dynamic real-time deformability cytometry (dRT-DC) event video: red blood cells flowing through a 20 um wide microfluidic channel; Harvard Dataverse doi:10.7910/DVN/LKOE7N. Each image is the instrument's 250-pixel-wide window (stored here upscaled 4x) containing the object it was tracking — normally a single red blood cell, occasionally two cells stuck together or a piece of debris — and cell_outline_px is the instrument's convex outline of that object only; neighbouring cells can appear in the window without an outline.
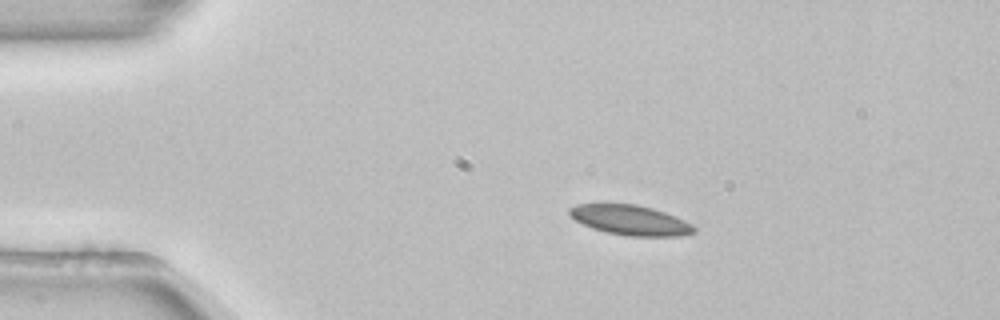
{"species": "common noctule bat (a hibernating species)", "species_latin": "Nyctalus noctula", "temperature_condition": "room temperature", "stored_images_in_passage": 44, "camera_frame_rate_fps": 3000, "um_per_image_px": 0.085, "animal": {"sex": "female", "body_mass_g": 22.7, "forearm_length_mm": 54.2}, "frame": {"image": 1, "passage_image": 1, "time_ms": 0.0, "image_size_px": [1000, 320], "cell_outline_px": [[696, 232], [680, 236], [628, 236], [608, 232], [592, 228], [576, 220], [568, 212], [568, 208], [576, 204], [636, 204], [652, 208], [676, 216], [692, 224], [696, 228]], "centroid_in_image_um": [53.61, 18.71], "position_along_channel_um": 31.4, "area_um2": 21.62}}
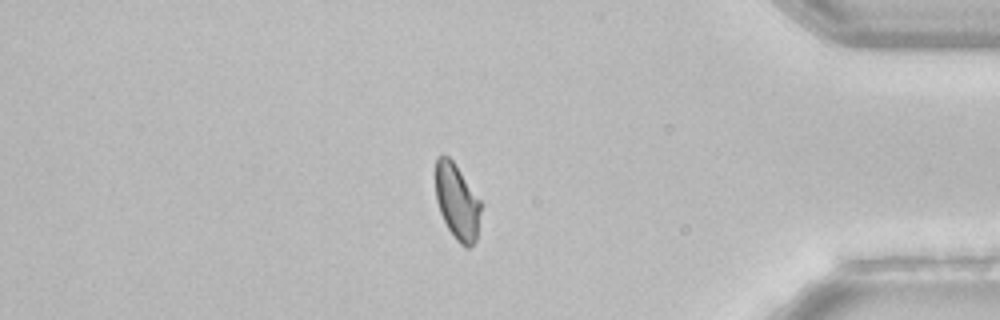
{"frame": {"image": 2, "passage_image": 36, "time_ms": 11.667, "image_size_px": [1000, 320], "cell_outline_px": [[480, 212], [476, 240], [468, 248], [464, 248], [456, 240], [448, 228], [440, 212], [436, 200], [436, 156], [448, 156], [452, 160], [480, 200]], "centroid_in_image_um": [38.84, 17.17], "position_along_channel_um": 396.4, "area_um2": 19.59}}
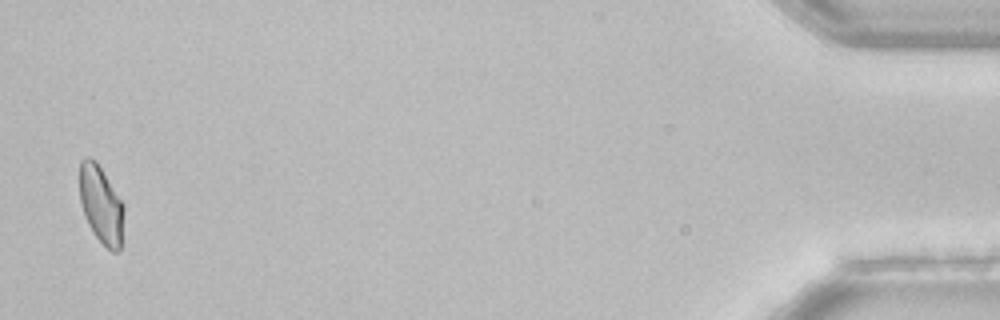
{"frame": {"image": 3, "passage_image": 43, "time_ms": 14.0, "image_size_px": [1000, 320], "cell_outline_px": [[124, 212], [120, 248], [116, 252], [112, 252], [92, 232], [84, 216], [80, 204], [80, 160], [84, 156], [92, 156], [96, 160], [124, 204]], "centroid_in_image_um": [8.57, 17.35], "position_along_channel_um": 426.6, "area_um2": 20.17}, "authors_computed_cell_mechanics": {"area_um2": 21.386, "velocity_mm_per_s": 3.8557, "shape_relaxation_time_tau1_ms": 7.4842, "shape_relaxation_time_tau2_ms": 3.2189, "deformation_change_tau1": 0.1214, "deformation_change_tau2": 0.0614}}